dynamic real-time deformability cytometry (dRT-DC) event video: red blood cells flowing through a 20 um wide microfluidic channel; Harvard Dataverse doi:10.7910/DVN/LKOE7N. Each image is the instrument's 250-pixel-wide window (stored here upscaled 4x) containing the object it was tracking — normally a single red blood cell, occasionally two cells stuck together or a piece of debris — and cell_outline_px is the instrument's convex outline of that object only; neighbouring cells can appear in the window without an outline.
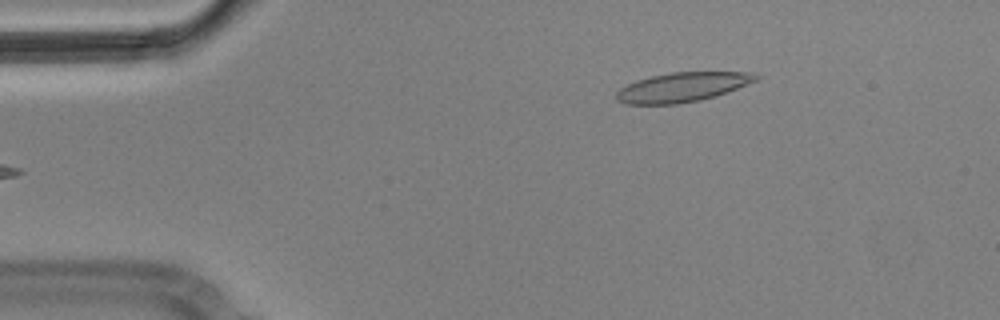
{"species": "Egyptian fruit bat (a non-hibernating species)", "species_latin": "Rousettus aegyptiacus", "temperature_condition": "cold", "stored_images_in_passage": 4, "camera_frame_rate_fps": 3000, "um_per_image_px": 0.085, "animal": {"sex": "male"}, "frame": {"image": 1, "passage_image": 4, "time_ms": 1.0, "image_size_px": [1000, 320], "cell_outline_px": [[760, 76], [756, 80], [728, 92], [716, 96], [700, 100], [676, 104], [624, 104], [616, 100], [616, 92], [620, 88], [636, 80], [652, 76], [672, 72], [756, 72]], "centroid_in_image_um": [58.0, 7.41], "position_along_channel_um": 27.0, "area_um2": 23.93}}